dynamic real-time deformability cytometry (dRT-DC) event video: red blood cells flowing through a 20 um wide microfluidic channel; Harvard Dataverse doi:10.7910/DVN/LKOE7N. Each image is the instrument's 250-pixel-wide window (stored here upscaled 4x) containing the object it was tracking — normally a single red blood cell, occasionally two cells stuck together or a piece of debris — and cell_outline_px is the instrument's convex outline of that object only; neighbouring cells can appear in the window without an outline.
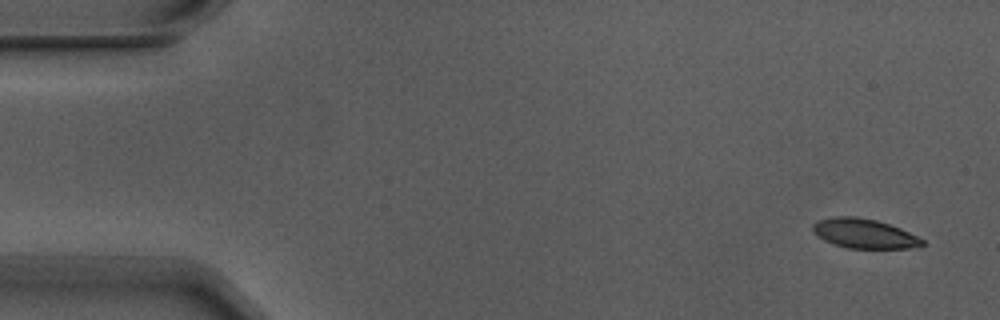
{"species": "Egyptian fruit bat (a non-hibernating species)", "species_latin": "Rousettus aegyptiacus", "temperature_condition": "warm", "stored_images_in_passage": 7, "camera_frame_rate_fps": 3000, "um_per_image_px": 0.085, "animal": {"sex": "male"}, "frame": {"image": 1, "passage_image": 1, "time_ms": 0.0, "image_size_px": [1000, 320], "cell_outline_px": [[924, 244], [920, 248], [848, 248], [832, 244], [816, 236], [812, 232], [812, 224], [816, 220], [836, 216], [856, 216], [876, 220], [900, 228], [924, 240]], "centroid_in_image_um": [73.41, 19.85], "position_along_channel_um": 11.6, "area_um2": 19.02}}